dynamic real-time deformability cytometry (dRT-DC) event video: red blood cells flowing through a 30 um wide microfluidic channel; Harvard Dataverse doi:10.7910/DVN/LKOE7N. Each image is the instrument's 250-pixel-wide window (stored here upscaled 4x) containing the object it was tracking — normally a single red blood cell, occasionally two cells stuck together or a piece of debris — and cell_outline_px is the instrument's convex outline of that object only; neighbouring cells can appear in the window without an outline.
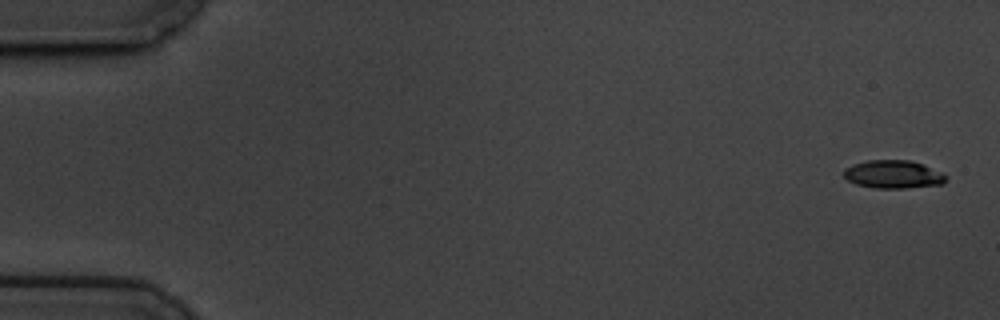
{"species": "common noctule bat (a hibernating species)", "species_latin": "Nyctalus noctula", "temperature_condition": "cold", "stored_images_in_passage": 6, "camera_frame_rate_fps": 3000, "um_per_image_px": 0.085, "animal": {"sex": "male", "body_mass_g": 19.5, "forearm_length_mm": 54.6}, "frame": {"image": 1, "passage_image": 1, "time_ms": 0.0, "image_size_px": [1000, 320], "cell_outline_px": [[948, 180], [944, 184], [904, 188], [876, 188], [856, 184], [848, 180], [844, 176], [844, 168], [852, 164], [868, 160], [908, 160], [944, 172], [948, 176]], "centroid_in_image_um": [75.96, 14.82], "position_along_channel_um": 9.0, "area_um2": 16.82}}
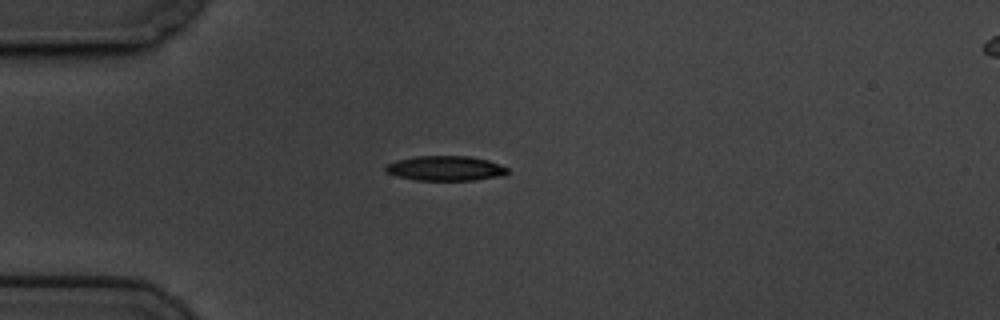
{"frame": {"image": 2, "passage_image": 5, "time_ms": 1.333, "image_size_px": [1000, 320], "cell_outline_px": [[508, 172], [500, 176], [476, 180], [416, 180], [396, 176], [384, 172], [384, 164], [396, 160], [416, 156], [472, 156], [488, 160], [500, 164], [508, 168]], "centroid_in_image_um": [37.82, 14.3], "position_along_channel_um": 47.2, "area_um2": 17.86}}